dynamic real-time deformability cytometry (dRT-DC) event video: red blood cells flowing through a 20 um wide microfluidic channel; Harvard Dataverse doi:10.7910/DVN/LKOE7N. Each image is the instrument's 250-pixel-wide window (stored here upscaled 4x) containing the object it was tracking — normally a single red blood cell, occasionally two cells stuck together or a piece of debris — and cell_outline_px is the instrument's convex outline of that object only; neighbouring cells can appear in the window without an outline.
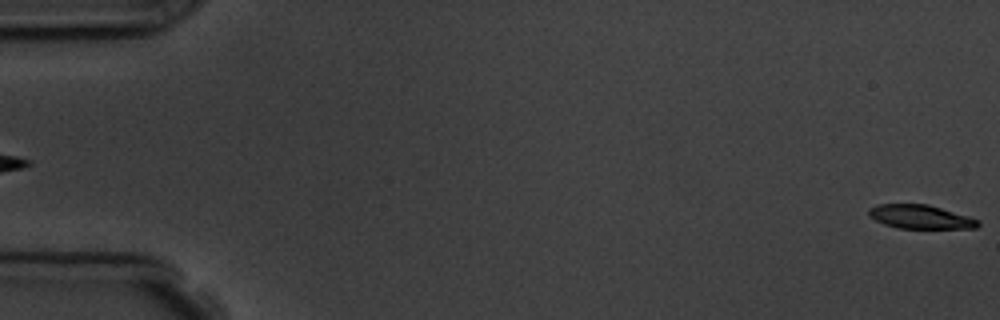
{"species": "common noctule bat (a hibernating species)", "species_latin": "Nyctalus noctula", "temperature_condition": "room temperature", "stored_images_in_passage": 6, "segment_of_instrument_passage": [2, 2], "camera_frame_rate_fps": 3000, "um_per_image_px": 0.085, "animal": {"sex": "male", "body_mass_g": 19.5, "forearm_length_mm": 54.6}, "frame": {"image": 1, "passage_image": 6, "time_ms": 5.667, "image_size_px": [1000, 320], "cell_outline_px": [[980, 224], [976, 228], [896, 228], [884, 224], [868, 216], [868, 208], [876, 204], [928, 204], [968, 216], [980, 220]], "centroid_in_image_um": [78.21, 18.42], "position_along_channel_um": 6.8, "area_um2": 15.2}}